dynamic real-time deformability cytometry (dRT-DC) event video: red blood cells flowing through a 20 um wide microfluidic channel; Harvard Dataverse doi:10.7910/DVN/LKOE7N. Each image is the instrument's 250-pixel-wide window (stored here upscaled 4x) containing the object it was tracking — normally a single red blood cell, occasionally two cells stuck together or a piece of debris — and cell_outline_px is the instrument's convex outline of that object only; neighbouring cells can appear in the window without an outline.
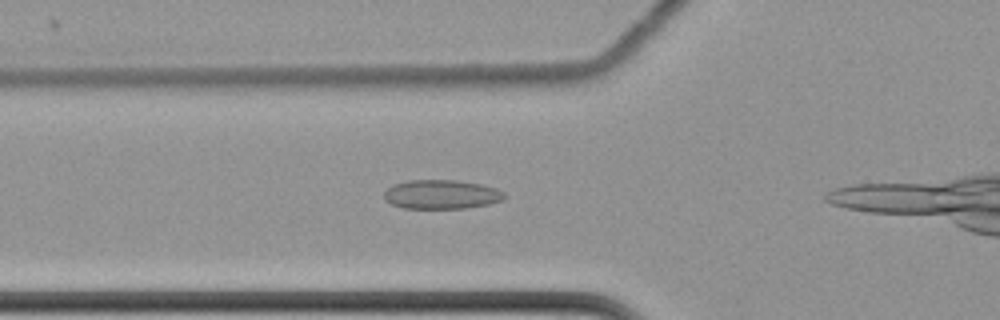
{"species": "common noctule bat (a hibernating species)", "species_latin": "Nyctalus noctula", "temperature_condition": "cold", "stored_images_in_passage": 21, "camera_frame_rate_fps": 3000, "um_per_image_px": 0.085, "animal": {"sex": "female", "body_mass_g": 22.7, "forearm_length_mm": 54.2}, "frame": {"image": 1, "passage_image": 12, "time_ms": 3.667, "image_size_px": [1000, 320], "cell_outline_px": [[504, 196], [500, 200], [488, 204], [464, 208], [404, 208], [392, 204], [384, 200], [384, 192], [392, 184], [408, 180], [456, 180], [480, 184], [496, 188], [504, 192]], "centroid_in_image_um": [37.47, 16.51], "position_along_channel_um": 88.3, "area_um2": 20.29}}
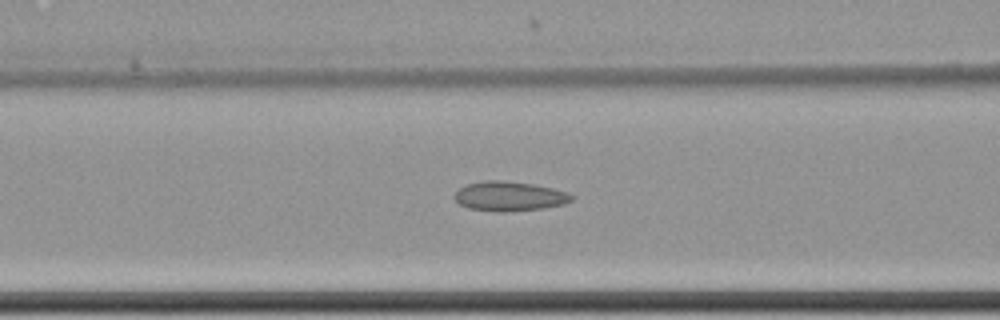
{"frame": {"image": 2, "passage_image": 15, "time_ms": 4.667, "image_size_px": [1000, 320], "cell_outline_px": [[576, 196], [572, 200], [564, 204], [544, 208], [504, 212], [496, 212], [468, 208], [460, 204], [452, 196], [460, 188], [468, 184], [484, 180], [500, 180], [532, 184], [552, 188], [568, 192]], "centroid_in_image_um": [43.31, 16.68], "position_along_channel_um": 123.3, "area_um2": 20.23}}
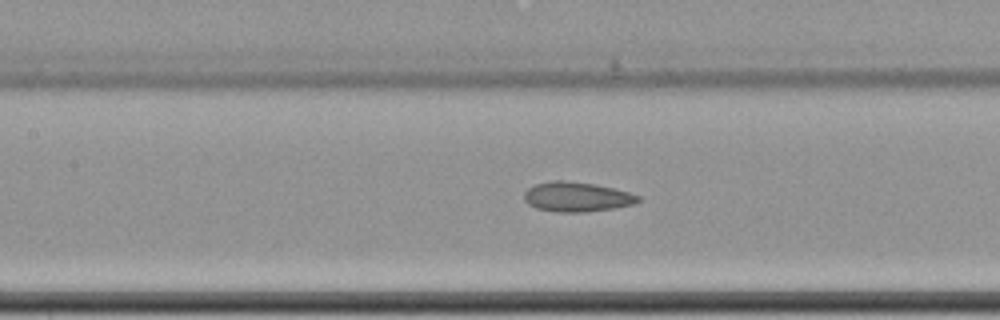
{"frame": {"image": 3, "passage_image": 18, "time_ms": 5.667, "image_size_px": [1000, 320], "cell_outline_px": [[640, 200], [636, 204], [612, 208], [584, 212], [556, 212], [536, 208], [528, 204], [524, 200], [524, 192], [528, 188], [536, 184], [552, 180], [564, 180], [596, 184], [628, 192], [640, 196]], "centroid_in_image_um": [49.01, 16.73], "position_along_channel_um": 158.4, "area_um2": 19.77}}